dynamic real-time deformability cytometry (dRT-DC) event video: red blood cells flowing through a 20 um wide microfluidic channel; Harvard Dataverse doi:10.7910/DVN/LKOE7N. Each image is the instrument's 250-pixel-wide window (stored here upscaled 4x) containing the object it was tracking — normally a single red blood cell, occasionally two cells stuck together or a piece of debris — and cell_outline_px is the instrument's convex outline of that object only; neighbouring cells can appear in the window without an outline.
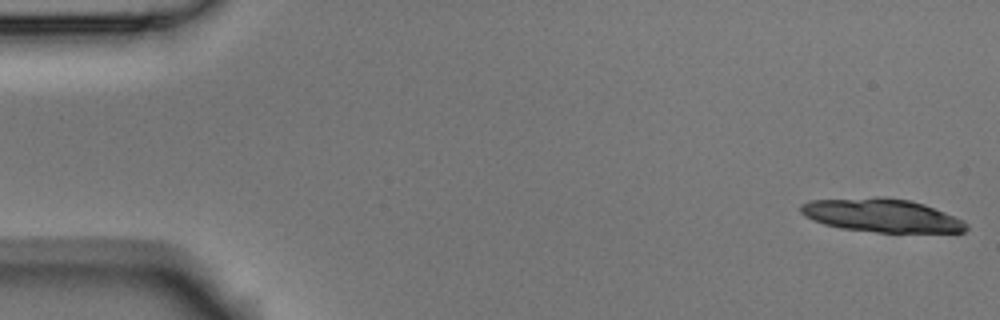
{"species": "Egyptian fruit bat (a non-hibernating species)", "species_latin": "Rousettus aegyptiacus", "temperature_condition": "room temperature", "stored_images_in_passage": 6, "camera_frame_rate_fps": 3000, "um_per_image_px": 0.085, "animal": {"sex": "male"}, "frame": {"image": 1, "passage_image": 1, "time_ms": 0.0, "image_size_px": [1000, 320], "cell_outline_px": [[968, 228], [964, 232], [876, 232], [840, 228], [824, 224], [804, 216], [800, 212], [800, 204], [812, 200], [876, 196], [908, 200], [924, 204], [964, 220], [968, 224]], "centroid_in_image_um": [74.93, 18.3], "position_along_channel_um": 10.1, "area_um2": 32.19}}